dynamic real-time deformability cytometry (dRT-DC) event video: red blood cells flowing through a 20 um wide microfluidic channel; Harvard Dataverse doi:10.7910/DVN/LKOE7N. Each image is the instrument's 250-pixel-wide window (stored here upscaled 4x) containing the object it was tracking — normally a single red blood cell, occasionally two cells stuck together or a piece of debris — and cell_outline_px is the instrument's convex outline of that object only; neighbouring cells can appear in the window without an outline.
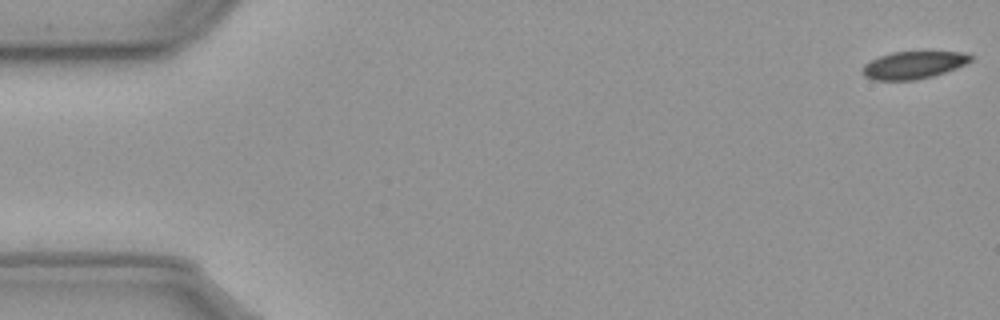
{"species": "common noctule bat (a hibernating species)", "species_latin": "Nyctalus noctula", "temperature_condition": "cold", "stored_images_in_passage": 57, "camera_frame_rate_fps": 3000, "um_per_image_px": 0.085, "animal": {"sex": "male", "body_mass_g": 23.1, "forearm_length_mm": 52.7}, "frame": {"image": 1, "passage_image": 1, "time_ms": 0.0, "image_size_px": [1000, 320], "cell_outline_px": [[976, 56], [972, 60], [956, 68], [932, 76], [916, 80], [872, 80], [864, 76], [860, 72], [860, 68], [864, 64], [880, 56], [892, 52], [968, 52]], "centroid_in_image_um": [77.63, 5.53], "position_along_channel_um": 7.4, "area_um2": 17.46}}
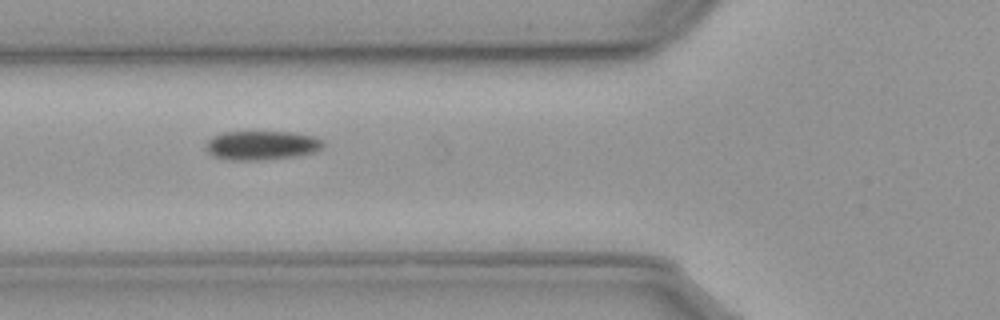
{"frame": {"image": 2, "passage_image": 21, "time_ms": 6.667, "image_size_px": [1000, 320], "cell_outline_px": [[324, 144], [320, 148], [312, 152], [296, 156], [260, 160], [232, 160], [216, 156], [208, 152], [208, 140], [212, 136], [224, 132], [292, 132], [316, 136], [324, 140]], "centroid_in_image_um": [22.29, 12.34], "position_along_channel_um": 103.5, "area_um2": 19.65}}
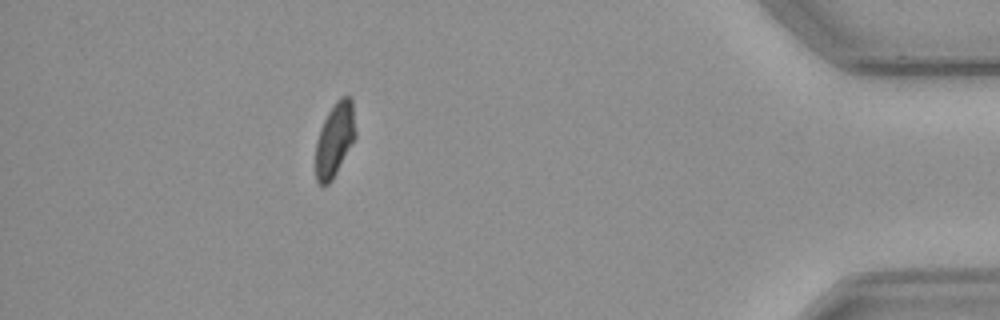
{"frame": {"image": 3, "passage_image": 51, "time_ms": 16.667, "image_size_px": [1000, 320], "cell_outline_px": [[356, 136], [332, 180], [328, 184], [320, 184], [316, 180], [316, 144], [320, 128], [328, 112], [336, 100], [340, 96], [348, 96], [352, 100], [356, 132]], "centroid_in_image_um": [28.46, 11.83], "position_along_channel_um": 406.7, "area_um2": 16.99}, "authors_computed_cell_mechanics": {"area_um2": 18.9006, "velocity_mm_per_s": 3.5852, "shape_relaxation_time_tau1_ms": 3.0782, "shape_relaxation_time_tau2_ms": null, "deformation_change_tau1": 0.067, "deformation_change_tau2": null}}